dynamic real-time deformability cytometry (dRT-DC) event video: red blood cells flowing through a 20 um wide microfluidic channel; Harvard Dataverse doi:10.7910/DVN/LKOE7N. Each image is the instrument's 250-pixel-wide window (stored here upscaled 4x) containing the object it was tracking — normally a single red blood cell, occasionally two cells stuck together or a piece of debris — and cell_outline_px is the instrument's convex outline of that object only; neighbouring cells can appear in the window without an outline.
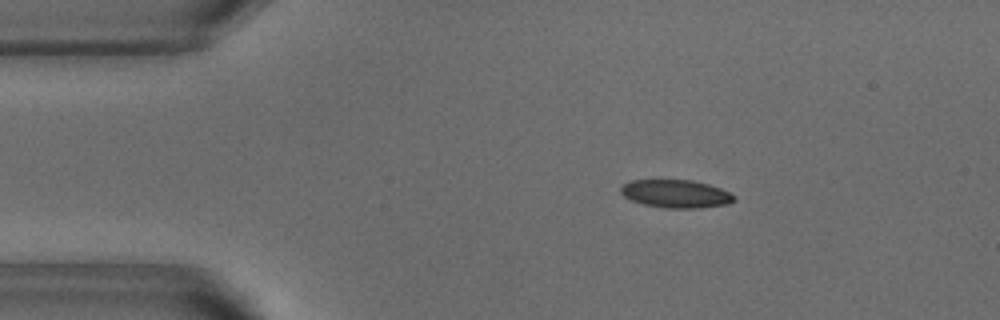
{"species": "common noctule bat (a hibernating species)", "species_latin": "Nyctalus noctula", "temperature_condition": "warm", "stored_images_in_passage": 44, "camera_frame_rate_fps": 3000, "um_per_image_px": 0.085, "animal": {"sex": "male", "body_mass_g": 18.8}, "frame": {"image": 1, "passage_image": 1, "time_ms": 0.0, "image_size_px": [1000, 320], "cell_outline_px": [[736, 200], [728, 204], [700, 208], [668, 208], [644, 204], [632, 200], [624, 196], [620, 192], [620, 188], [624, 184], [632, 180], [692, 180], [708, 184], [720, 188], [736, 196]], "centroid_in_image_um": [57.48, 16.47], "position_along_channel_um": 27.5, "area_um2": 18.44}}
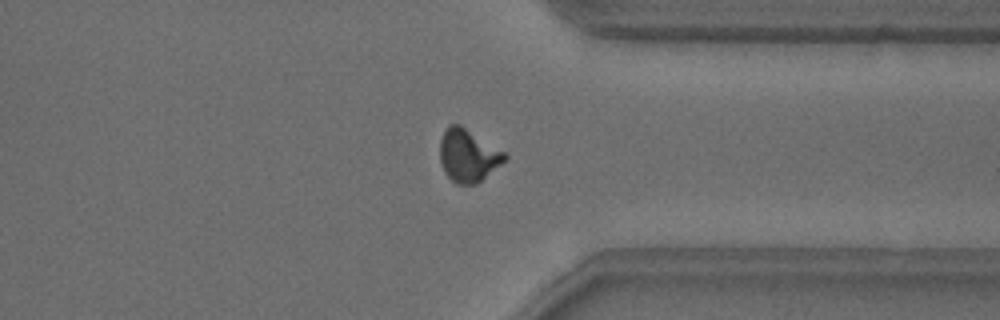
{"frame": {"image": 2, "passage_image": 32, "time_ms": 10.333, "image_size_px": [1000, 320], "cell_outline_px": [[508, 160], [476, 184], [456, 184], [444, 172], [440, 160], [440, 140], [448, 124], [460, 124], [504, 152], [508, 156]], "centroid_in_image_um": [39.79, 13.22], "position_along_channel_um": 371.6, "area_um2": 19.88}}
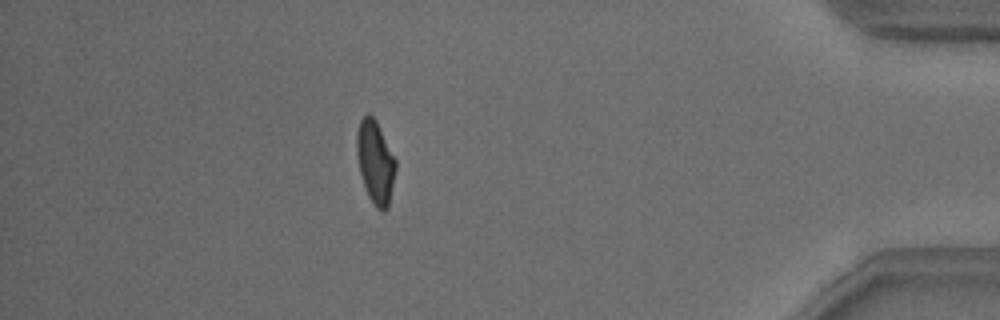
{"frame": {"image": 3, "passage_image": 38, "time_ms": 12.333, "image_size_px": [1000, 320], "cell_outline_px": [[396, 168], [388, 208], [384, 212], [376, 208], [368, 196], [360, 172], [356, 152], [356, 132], [360, 120], [368, 112], [376, 120], [396, 160]], "centroid_in_image_um": [31.9, 13.77], "position_along_channel_um": 403.3, "area_um2": 18.79}, "authors_computed_cell_mechanics": {"area_um2": 19.0162, "velocity_mm_per_s": 3.8371, "shape_relaxation_time_tau1_ms": 5.4044, "shape_relaxation_time_tau2_ms": 1.0725, "deformation_change_tau1": 0.1561, "deformation_change_tau2": 0.0521}}